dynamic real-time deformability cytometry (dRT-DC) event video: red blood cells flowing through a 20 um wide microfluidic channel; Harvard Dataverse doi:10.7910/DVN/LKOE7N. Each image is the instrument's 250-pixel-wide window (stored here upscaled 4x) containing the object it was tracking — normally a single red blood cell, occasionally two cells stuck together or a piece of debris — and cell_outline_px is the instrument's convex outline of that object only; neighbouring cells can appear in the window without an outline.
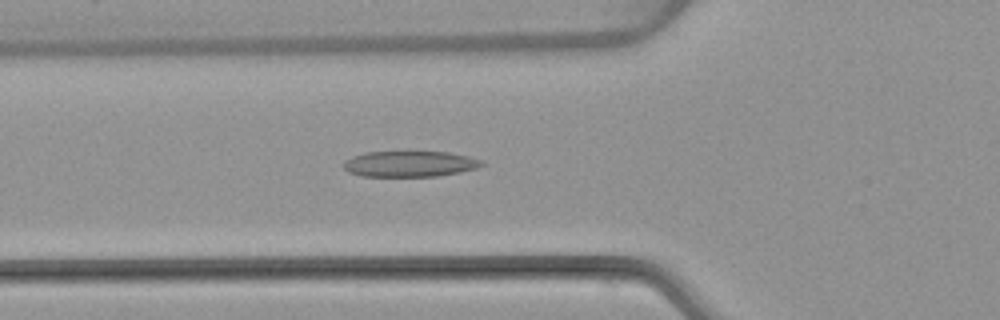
{"species": "common noctule bat (a hibernating species)", "species_latin": "Nyctalus noctula", "temperature_condition": "warm", "stored_images_in_passage": 32, "camera_frame_rate_fps": 3000, "um_per_image_px": 0.085, "animal": {"sex": "female", "body_mass_g": 22.7, "forearm_length_mm": 54.2}, "frame": {"image": 1, "passage_image": 3, "time_ms": 0.667, "image_size_px": [1000, 320], "cell_outline_px": [[484, 164], [476, 168], [460, 172], [436, 176], [360, 176], [348, 172], [340, 164], [344, 160], [352, 156], [364, 152], [448, 152], [468, 156], [484, 160]], "centroid_in_image_um": [34.79, 13.93], "position_along_channel_um": 91.0, "area_um2": 20.92}}
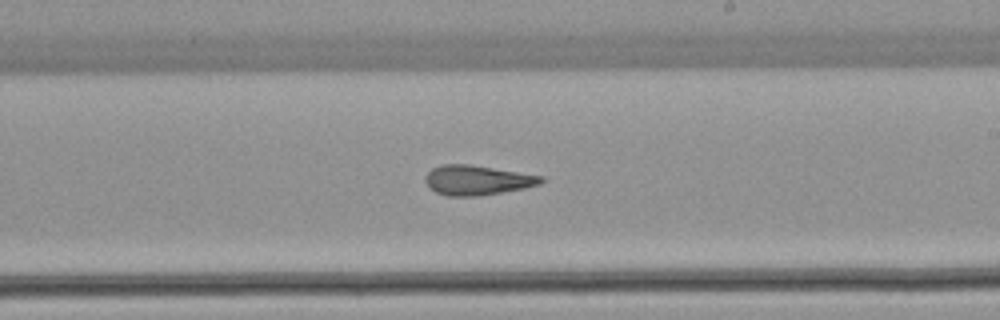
{"frame": {"image": 2, "passage_image": 15, "time_ms": 4.667, "image_size_px": [1000, 320], "cell_outline_px": [[544, 180], [540, 184], [524, 188], [480, 196], [448, 196], [436, 192], [428, 188], [424, 180], [424, 176], [432, 168], [440, 164], [472, 164], [544, 176]], "centroid_in_image_um": [40.53, 15.3], "position_along_channel_um": 248.5, "area_um2": 20.35}}
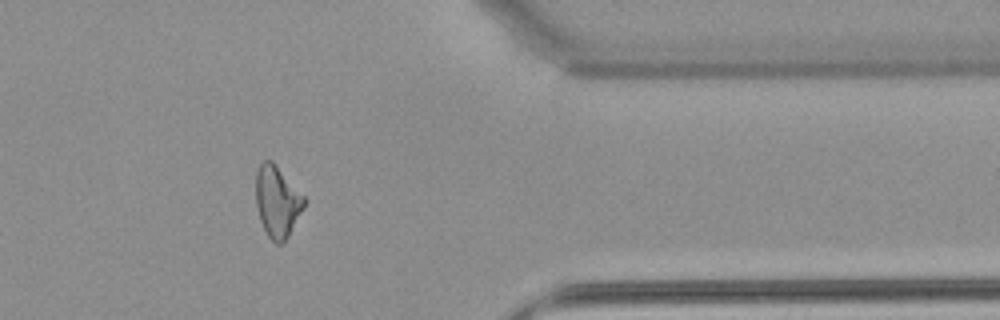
{"frame": {"image": 3, "passage_image": 27, "time_ms": 8.667, "image_size_px": [1000, 320], "cell_outline_px": [[308, 200], [304, 208], [288, 236], [280, 244], [276, 244], [268, 236], [260, 220], [256, 204], [256, 172], [260, 164], [264, 160], [272, 160], [276, 164]], "centroid_in_image_um": [23.58, 17.11], "position_along_channel_um": 387.8, "area_um2": 20.11}, "authors_computed_cell_mechanics": {"area_um2": 20.1144, "velocity_mm_per_s": 3.9284, "shape_relaxation_time_tau1_ms": null, "shape_relaxation_time_tau2_ms": 3.096, "deformation_change_tau1": null, "deformation_change_tau2": 0.1386}}